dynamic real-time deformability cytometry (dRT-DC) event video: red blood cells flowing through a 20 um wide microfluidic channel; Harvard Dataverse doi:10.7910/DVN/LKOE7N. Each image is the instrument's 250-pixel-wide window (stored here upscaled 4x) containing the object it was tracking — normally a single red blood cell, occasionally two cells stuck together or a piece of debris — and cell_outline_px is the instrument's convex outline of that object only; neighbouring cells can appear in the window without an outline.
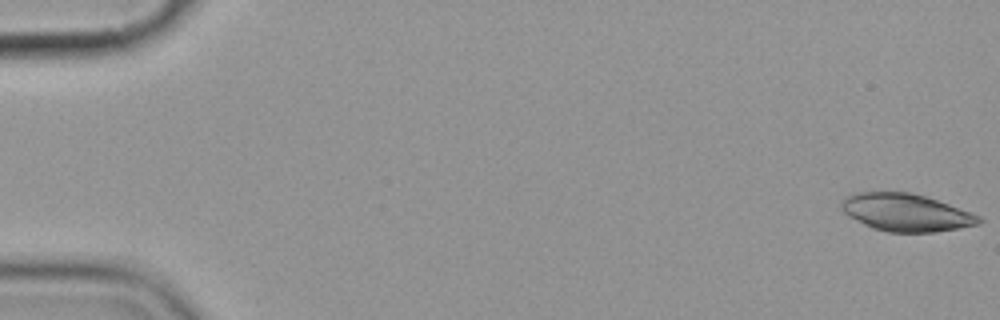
{"species": "common noctule bat (a hibernating species)", "species_latin": "Nyctalus noctula", "temperature_condition": "cold", "stored_images_in_passage": 7, "camera_frame_rate_fps": 3000, "um_per_image_px": 0.085, "animal": {"sex": "female", "body_mass_g": 19.9}, "frame": {"image": 1, "passage_image": 1, "time_ms": 0.0, "image_size_px": [1000, 320], "cell_outline_px": [[984, 220], [980, 224], [960, 228], [936, 232], [888, 232], [872, 228], [864, 224], [844, 212], [840, 208], [840, 204], [844, 196], [852, 192], [912, 192], [948, 204], [980, 216]], "centroid_in_image_um": [76.99, 18.06], "position_along_channel_um": 8.0, "area_um2": 30.06}}
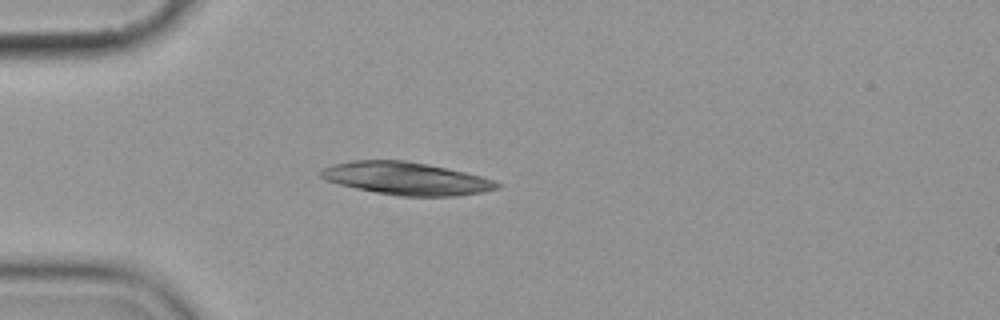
{"frame": {"image": 2, "passage_image": 5, "time_ms": 5.0, "image_size_px": [1000, 320], "cell_outline_px": [[500, 188], [484, 192], [452, 196], [400, 196], [376, 192], [356, 188], [324, 180], [320, 176], [320, 172], [324, 168], [332, 164], [352, 160], [404, 160], [428, 164], [448, 168], [480, 176], [492, 180], [500, 184]], "centroid_in_image_um": [34.52, 15.17], "position_along_channel_um": 50.5, "area_um2": 33.41}}